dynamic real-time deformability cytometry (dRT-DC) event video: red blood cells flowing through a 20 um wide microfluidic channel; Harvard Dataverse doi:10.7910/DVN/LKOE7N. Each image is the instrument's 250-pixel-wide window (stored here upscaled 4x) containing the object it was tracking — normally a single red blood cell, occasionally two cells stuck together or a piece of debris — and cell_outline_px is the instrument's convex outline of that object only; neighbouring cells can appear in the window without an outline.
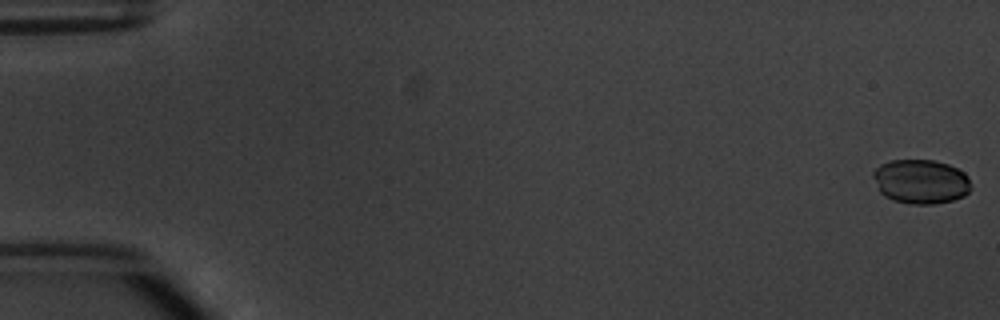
{"species": "common noctule bat (a hibernating species)", "species_latin": "Nyctalus noctula", "temperature_condition": "warm", "stored_images_in_passage": 8, "camera_frame_rate_fps": 3000, "um_per_image_px": 0.085, "animal": {"sex": "male", "body_mass_g": 20.1, "forearm_length_mm": 53.5}, "frame": {"image": 1, "passage_image": 1, "time_ms": 0.0, "image_size_px": [1000, 320], "cell_outline_px": [[972, 188], [964, 196], [952, 200], [932, 204], [908, 204], [892, 200], [884, 196], [880, 192], [872, 176], [872, 172], [880, 164], [892, 160], [936, 160], [948, 164], [964, 172], [968, 176], [972, 184]], "centroid_in_image_um": [78.27, 15.43], "position_along_channel_um": 6.7, "area_um2": 25.55}}
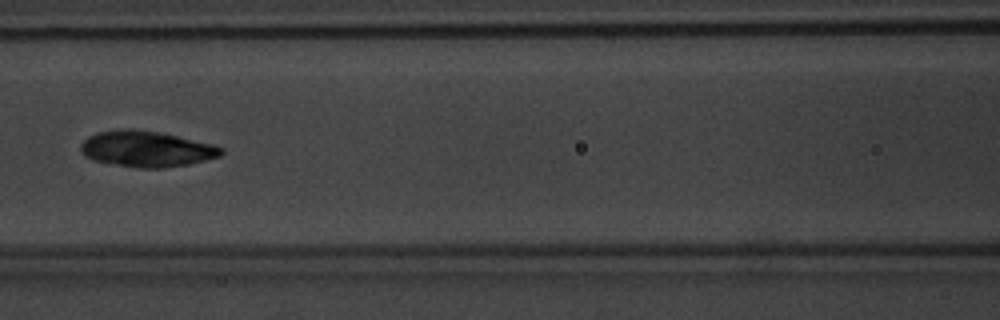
{"frame": {"image": 2, "passage_image": 7, "time_ms": 8.0, "image_size_px": [1000, 320], "cell_outline_px": [[224, 152], [220, 156], [188, 164], [164, 168], [140, 168], [92, 160], [84, 156], [80, 148], [80, 144], [88, 136], [100, 132], [124, 128], [132, 128], [156, 132], [176, 136], [212, 144], [224, 148]], "centroid_in_image_um": [12.43, 12.66], "position_along_channel_um": 154.2, "area_um2": 29.13}}
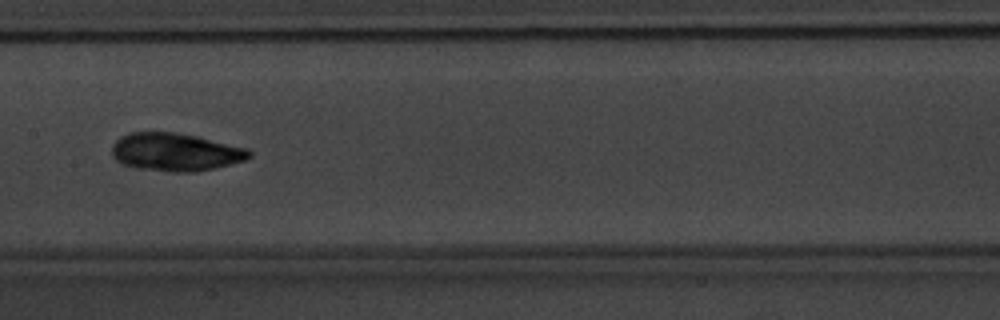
{"frame": {"image": 3, "passage_image": 8, "time_ms": 9.0, "image_size_px": [1000, 320], "cell_outline_px": [[252, 156], [244, 160], [196, 172], [172, 172], [136, 168], [124, 164], [116, 160], [112, 156], [112, 144], [120, 136], [128, 132], [176, 132], [196, 136], [248, 148], [252, 152]], "centroid_in_image_um": [14.88, 12.92], "position_along_channel_um": 192.5, "area_um2": 30.4}}